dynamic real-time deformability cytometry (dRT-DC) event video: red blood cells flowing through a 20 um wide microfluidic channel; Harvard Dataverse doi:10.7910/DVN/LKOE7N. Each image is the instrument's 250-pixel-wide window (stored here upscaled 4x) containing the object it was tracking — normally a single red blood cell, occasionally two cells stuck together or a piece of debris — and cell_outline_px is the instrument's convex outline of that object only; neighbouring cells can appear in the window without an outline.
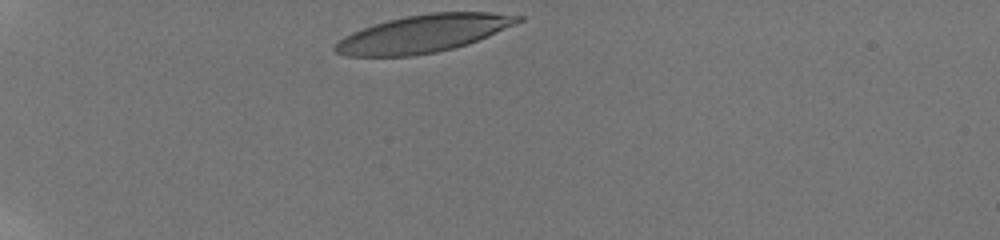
{"species": "human", "species_latin": "Homo sapiens", "temperature_condition": "room temperature", "stored_images_in_passage": 34, "camera_frame_rate_fps": 3000, "um_per_image_px": 0.085, "donor": {"sex": "male"}, "frame": {"image": 1, "passage_image": 1, "time_ms": 0.0, "image_size_px": [1000, 240], "cell_outline_px": [[524, 20], [488, 36], [468, 44], [436, 52], [412, 56], [348, 56], [336, 52], [332, 48], [344, 36], [352, 32], [372, 24], [388, 20], [408, 16], [432, 12], [488, 12], [524, 16]], "centroid_in_image_um": [35.99, 2.85], "position_along_channel_um": 49.0, "area_um2": 39.82}}
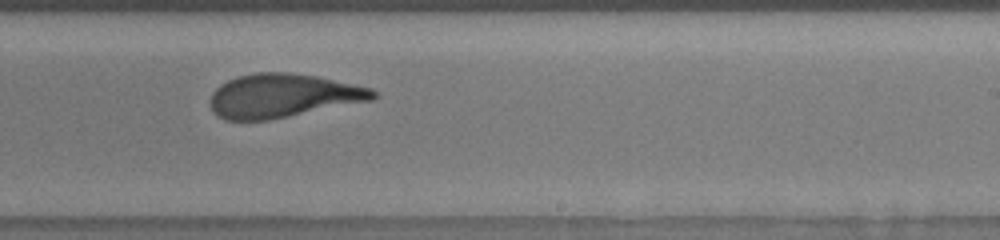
{"frame": {"image": 2, "passage_image": 22, "time_ms": 7.0, "image_size_px": [1000, 240], "cell_outline_px": [[376, 96], [372, 100], [268, 120], [224, 120], [216, 116], [212, 112], [208, 104], [212, 92], [220, 84], [228, 80], [240, 76], [256, 72], [288, 72], [316, 76], [372, 88], [376, 92]], "centroid_in_image_um": [23.98, 8.14], "position_along_channel_um": 265.0, "area_um2": 41.5}}
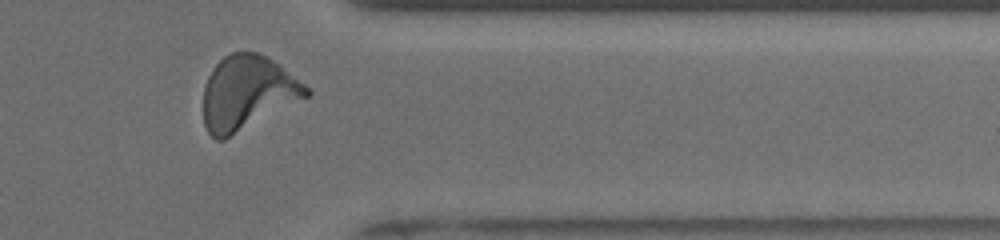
{"frame": {"image": 3, "passage_image": 32, "time_ms": 10.333, "image_size_px": [1000, 240], "cell_outline_px": [[312, 92], [308, 96], [224, 140], [216, 140], [208, 132], [204, 124], [204, 88], [208, 76], [212, 68], [224, 56], [232, 52], [256, 52], [268, 56], [304, 84]], "centroid_in_image_um": [21.0, 7.88], "position_along_channel_um": 390.4, "area_um2": 44.04}, "authors_computed_cell_mechanics": {"area_um2": 42.0784, "velocity_mm_per_s": 3.8439, "shape_relaxation_time_tau1_ms": 4.2836, "shape_relaxation_time_tau2_ms": 1.219, "deformation_change_tau1": 0.2348, "deformation_change_tau2": 0.0984}}